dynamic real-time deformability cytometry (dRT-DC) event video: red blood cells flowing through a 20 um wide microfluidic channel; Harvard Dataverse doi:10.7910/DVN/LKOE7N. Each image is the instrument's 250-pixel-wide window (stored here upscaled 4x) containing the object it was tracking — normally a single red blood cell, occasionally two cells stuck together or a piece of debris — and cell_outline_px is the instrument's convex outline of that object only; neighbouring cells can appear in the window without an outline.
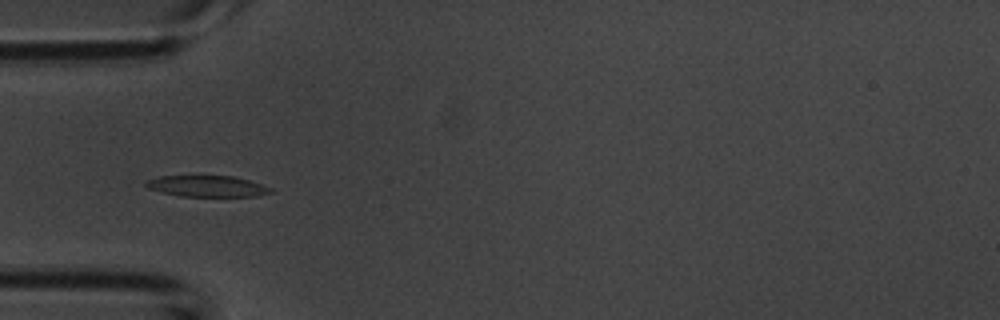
{"species": "common noctule bat (a hibernating species)", "species_latin": "Nyctalus noctula", "temperature_condition": "room temperature", "stored_images_in_passage": 44, "camera_frame_rate_fps": 3000, "um_per_image_px": 0.085, "animal": {"sex": "male", "body_mass_g": 20.1, "forearm_length_mm": 53.5}, "frame": {"image": 1, "passage_image": 7, "time_ms": 2.0, "image_size_px": [1000, 320], "cell_outline_px": [[276, 192], [256, 196], [180, 196], [160, 192], [148, 188], [144, 184], [144, 180], [156, 176], [232, 176], [248, 180], [272, 188]], "centroid_in_image_um": [17.57, 15.82], "position_along_channel_um": 67.4, "area_um2": 15.49}}
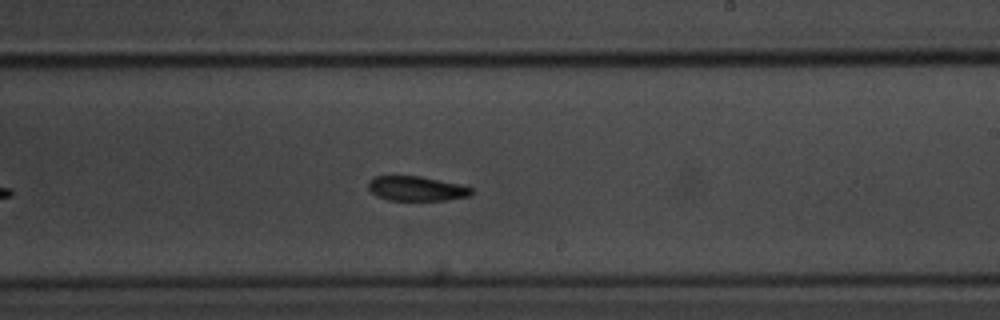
{"frame": {"image": 2, "passage_image": 22, "time_ms": 7.0, "image_size_px": [1000, 320], "cell_outline_px": [[472, 196], [444, 200], [388, 200], [376, 196], [368, 188], [368, 180], [376, 176], [420, 176], [456, 184], [472, 188]], "centroid_in_image_um": [35.36, 16.03], "position_along_channel_um": 253.6, "area_um2": 14.68}}
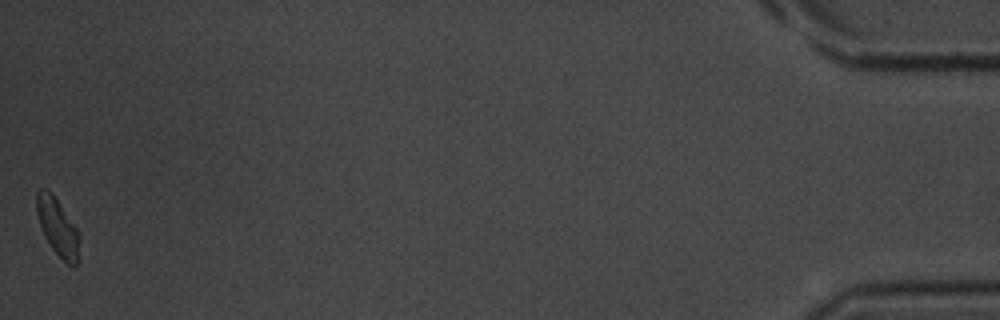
{"frame": {"image": 3, "passage_image": 44, "time_ms": 14.333, "image_size_px": [1000, 320], "cell_outline_px": [[80, 240], [76, 268], [72, 268], [52, 248], [44, 236], [36, 212], [36, 192], [40, 188], [48, 188], [52, 192], [76, 228], [80, 236]], "centroid_in_image_um": [4.89, 19.28], "position_along_channel_um": 430.3, "area_um2": 14.33}, "authors_computed_cell_mechanics": {"area_um2": 15.8083, "velocity_mm_per_s": 3.7276, "shape_relaxation_time_tau1_ms": 2.8525, "shape_relaxation_time_tau2_ms": 5.5654, "deformation_change_tau1": 0.084, "deformation_change_tau2": 0.1142}}